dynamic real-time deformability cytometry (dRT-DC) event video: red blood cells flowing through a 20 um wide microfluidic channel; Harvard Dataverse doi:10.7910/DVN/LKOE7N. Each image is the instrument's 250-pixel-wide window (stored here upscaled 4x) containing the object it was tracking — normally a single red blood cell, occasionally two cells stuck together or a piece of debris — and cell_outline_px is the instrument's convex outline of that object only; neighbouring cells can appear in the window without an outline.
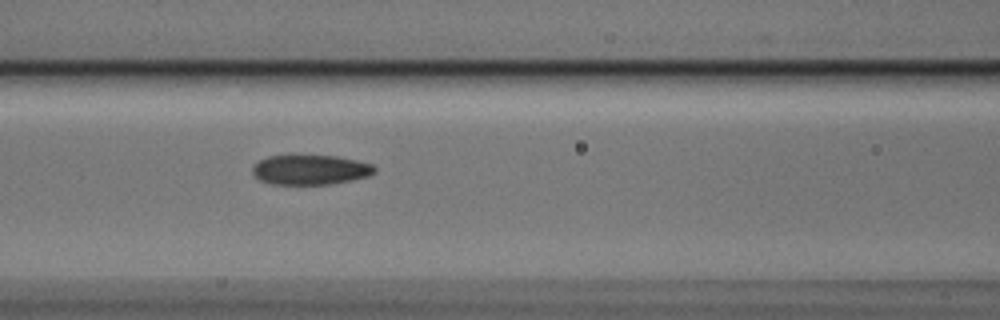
{"species": "Egyptian fruit bat (a non-hibernating species)", "species_latin": "Rousettus aegyptiacus", "temperature_condition": "cold", "stored_images_in_passage": 7, "camera_frame_rate_fps": 3000, "um_per_image_px": 0.085, "animal": {"sex": "male"}, "frame": {"image": 1, "passage_image": 7, "time_ms": 2.0, "image_size_px": [1000, 320], "cell_outline_px": [[376, 172], [368, 176], [352, 180], [328, 184], [272, 184], [260, 180], [252, 172], [252, 164], [268, 156], [292, 152], [336, 156], [356, 160], [372, 164], [376, 168]], "centroid_in_image_um": [26.33, 14.37], "position_along_channel_um": 140.3, "area_um2": 22.08}}